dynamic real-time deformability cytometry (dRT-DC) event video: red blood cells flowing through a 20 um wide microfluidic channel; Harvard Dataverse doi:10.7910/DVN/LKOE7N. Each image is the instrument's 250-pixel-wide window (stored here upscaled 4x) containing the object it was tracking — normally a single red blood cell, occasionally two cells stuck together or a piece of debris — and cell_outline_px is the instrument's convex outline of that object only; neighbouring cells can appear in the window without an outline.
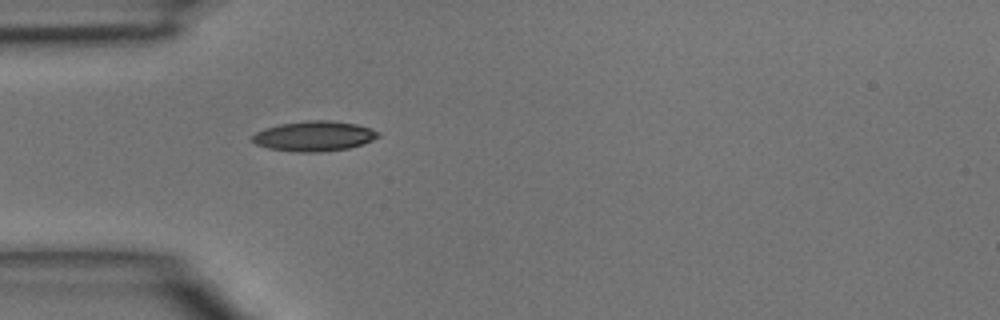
{"species": "common noctule bat (a hibernating species)", "species_latin": "Nyctalus noctula", "temperature_condition": "room temperature", "stored_images_in_passage": 1, "camera_frame_rate_fps": 3000, "um_per_image_px": 0.085, "animal": {"sex": "male", "body_mass_g": 15.6}, "frame": {"image": 1, "passage_image": 1, "time_ms": 0.0, "image_size_px": [1000, 320], "cell_outline_px": [[380, 136], [364, 144], [348, 148], [320, 152], [296, 152], [268, 148], [256, 144], [252, 140], [252, 136], [256, 132], [264, 128], [280, 124], [308, 120], [328, 120], [356, 124], [380, 132]], "centroid_in_image_um": [26.7, 11.57], "position_along_channel_um": 58.3, "area_um2": 22.02}}